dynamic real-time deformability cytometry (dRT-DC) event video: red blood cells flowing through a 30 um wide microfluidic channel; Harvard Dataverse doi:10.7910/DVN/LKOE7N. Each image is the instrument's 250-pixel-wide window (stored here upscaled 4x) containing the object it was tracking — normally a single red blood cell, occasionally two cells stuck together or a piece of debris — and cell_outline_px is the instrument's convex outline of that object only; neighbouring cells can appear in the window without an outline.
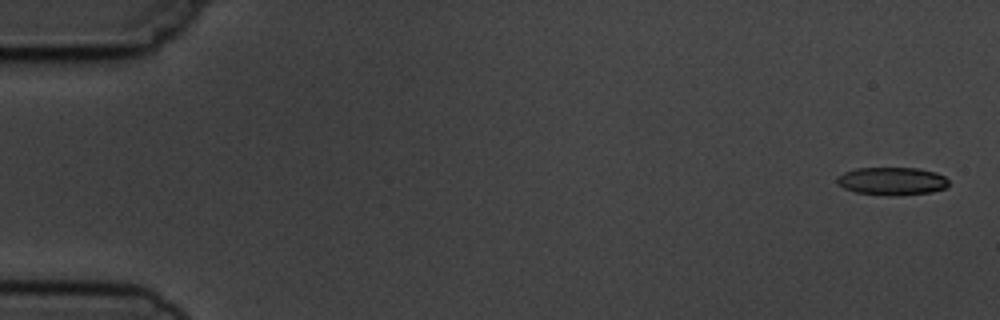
{"species": "common noctule bat (a hibernating species)", "species_latin": "Nyctalus noctula", "temperature_condition": "cold", "stored_images_in_passage": 4, "camera_frame_rate_fps": 3000, "um_per_image_px": 0.085, "animal": {"sex": "male", "body_mass_g": 19.5, "forearm_length_mm": 54.6}, "frame": {"image": 1, "passage_image": 1, "time_ms": 0.0, "image_size_px": [1000, 320], "cell_outline_px": [[948, 184], [944, 188], [932, 192], [900, 196], [888, 196], [856, 192], [844, 188], [836, 180], [836, 176], [844, 172], [856, 168], [916, 168], [936, 172], [944, 176], [948, 180]], "centroid_in_image_um": [75.82, 15.4], "position_along_channel_um": 9.2, "area_um2": 18.26}}
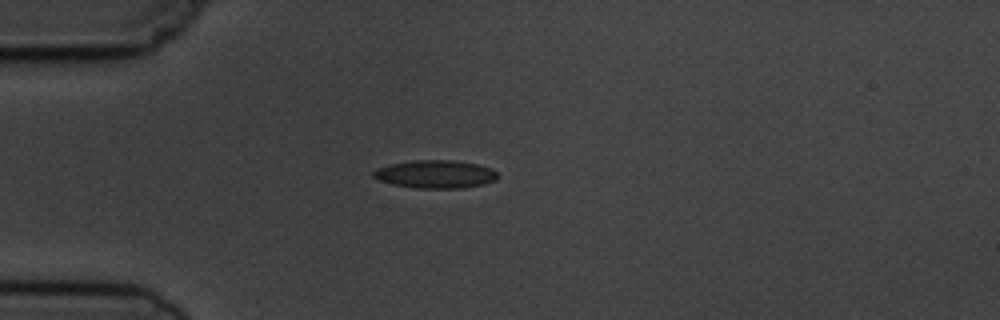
{"frame": {"image": 2, "passage_image": 4, "time_ms": 4.333, "image_size_px": [1000, 320], "cell_outline_px": [[500, 176], [496, 180], [484, 184], [460, 188], [420, 188], [392, 184], [380, 180], [372, 176], [372, 172], [376, 168], [388, 164], [412, 160], [456, 160], [476, 164], [492, 168]], "centroid_in_image_um": [37.02, 14.79], "position_along_channel_um": 48.0, "area_um2": 20.4}}